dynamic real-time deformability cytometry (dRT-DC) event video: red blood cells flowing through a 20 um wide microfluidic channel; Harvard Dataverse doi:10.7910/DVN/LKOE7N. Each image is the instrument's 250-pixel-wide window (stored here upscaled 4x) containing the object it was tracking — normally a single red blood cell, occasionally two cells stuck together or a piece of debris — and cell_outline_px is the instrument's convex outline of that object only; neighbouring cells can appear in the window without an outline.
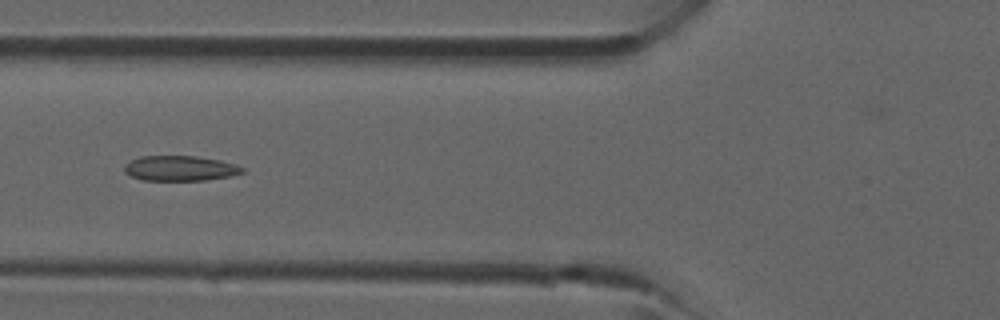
{"species": "common noctule bat (a hibernating species)", "species_latin": "Nyctalus noctula", "temperature_condition": "room temperature", "stored_images_in_passage": 6, "camera_frame_rate_fps": 3000, "um_per_image_px": 0.085, "animal": {"sex": "male", "forearm_length_mm": 52.5}, "frame": {"image": 1, "passage_image": 5, "time_ms": 4.667, "image_size_px": [1000, 320], "cell_outline_px": [[244, 172], [232, 176], [204, 180], [144, 180], [132, 176], [124, 172], [124, 164], [140, 156], [196, 156], [220, 160], [236, 164], [244, 168]], "centroid_in_image_um": [15.32, 14.3], "position_along_channel_um": 110.5, "area_um2": 17.28}}
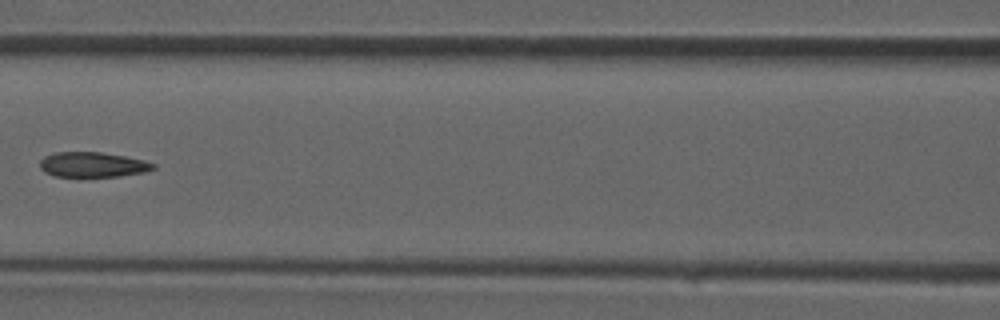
{"frame": {"image": 2, "passage_image": 6, "time_ms": 5.667, "image_size_px": [1000, 320], "cell_outline_px": [[156, 168], [144, 172], [116, 176], [56, 176], [44, 172], [40, 168], [40, 160], [44, 156], [56, 152], [100, 152], [124, 156], [144, 160], [156, 164]], "centroid_in_image_um": [7.87, 13.98], "position_along_channel_um": 158.7, "area_um2": 16.42}}